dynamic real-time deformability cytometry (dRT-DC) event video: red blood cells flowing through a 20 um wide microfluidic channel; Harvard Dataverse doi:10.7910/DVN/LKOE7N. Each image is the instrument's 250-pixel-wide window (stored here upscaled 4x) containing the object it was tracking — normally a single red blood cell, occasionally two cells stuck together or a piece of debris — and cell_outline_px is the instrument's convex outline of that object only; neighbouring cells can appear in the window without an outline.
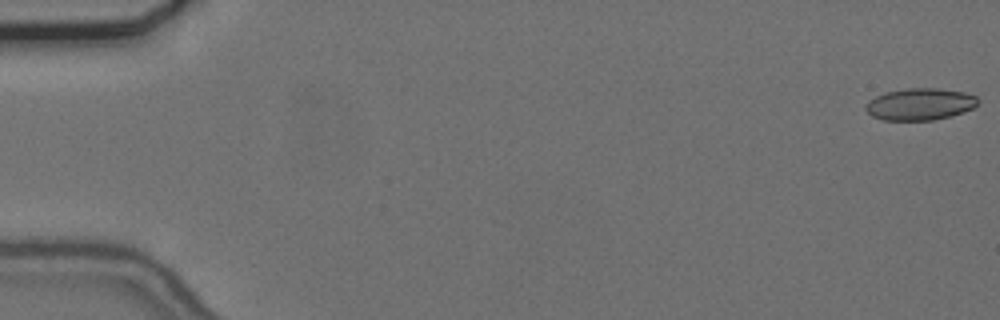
{"species": "common noctule bat (a hibernating species)", "species_latin": "Nyctalus noctula", "temperature_condition": "cold", "stored_images_in_passage": 7, "camera_frame_rate_fps": 3000, "um_per_image_px": 0.085, "animal": {"sex": "female", "body_mass_g": 24.6, "forearm_length_mm": 56.2}, "frame": {"image": 1, "passage_image": 1, "time_ms": 0.0, "image_size_px": [1000, 320], "cell_outline_px": [[980, 100], [972, 108], [964, 112], [932, 120], [884, 120], [872, 116], [864, 108], [868, 100], [884, 92], [908, 88], [936, 88], [964, 92], [976, 96]], "centroid_in_image_um": [78.18, 8.85], "position_along_channel_um": 6.8, "area_um2": 20.81}}